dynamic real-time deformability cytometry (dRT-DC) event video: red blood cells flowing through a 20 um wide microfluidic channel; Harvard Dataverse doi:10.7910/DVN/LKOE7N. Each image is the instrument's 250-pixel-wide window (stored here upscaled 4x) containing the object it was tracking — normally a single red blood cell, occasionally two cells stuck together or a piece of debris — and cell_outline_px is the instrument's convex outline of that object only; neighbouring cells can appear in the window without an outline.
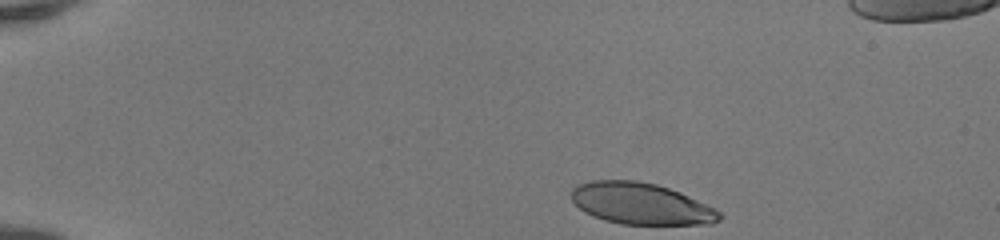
{"species": "human", "species_latin": "Homo sapiens", "temperature_condition": "room temperature", "stored_images_in_passage": 37, "camera_frame_rate_fps": 3000, "um_per_image_px": 0.085, "donor": {"sex": "female"}, "frame": {"image": 1, "passage_image": 1, "time_ms": 0.0, "image_size_px": [1000, 240], "cell_outline_px": [[724, 216], [720, 220], [712, 224], [620, 224], [604, 220], [592, 216], [584, 212], [572, 200], [572, 188], [576, 184], [592, 180], [636, 180], [656, 184], [680, 192], [716, 208]], "centroid_in_image_um": [54.49, 17.31], "position_along_channel_um": 30.5, "area_um2": 36.01}}
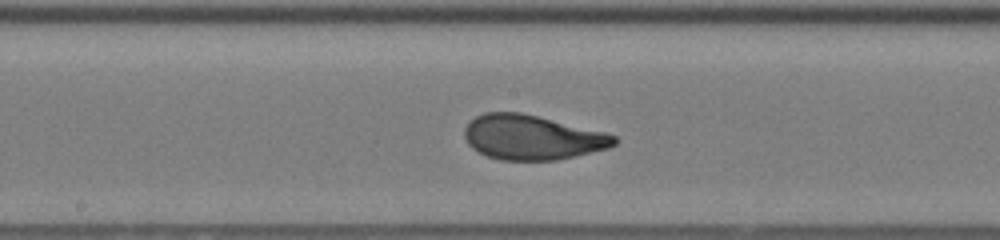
{"frame": {"image": 2, "passage_image": 20, "time_ms": 6.333, "image_size_px": [1000, 240], "cell_outline_px": [[620, 140], [616, 144], [608, 148], [576, 156], [556, 160], [500, 160], [488, 156], [472, 148], [468, 144], [464, 136], [464, 128], [468, 120], [484, 112], [520, 112], [604, 132], [616, 136]], "centroid_in_image_um": [45.21, 11.68], "position_along_channel_um": 203.0, "area_um2": 39.02}}
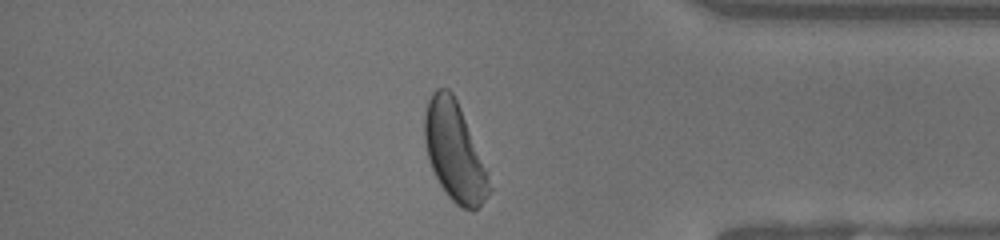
{"frame": {"image": 3, "passage_image": 35, "time_ms": 11.333, "image_size_px": [1000, 240], "cell_outline_px": [[492, 188], [484, 200], [476, 208], [464, 208], [456, 204], [444, 192], [428, 160], [424, 140], [424, 116], [428, 100], [432, 92], [436, 88], [448, 88], [452, 92], [460, 108], [488, 168]], "centroid_in_image_um": [38.64, 12.87], "position_along_channel_um": 396.6, "area_um2": 37.22}, "authors_computed_cell_mechanics": {"area_um2": 38.3214, "velocity_mm_per_s": 4.1784, "shape_relaxation_time_tau1_ms": 3.3376, "shape_relaxation_time_tau2_ms": null, "deformation_change_tau1": 0.1819, "deformation_change_tau2": null}}